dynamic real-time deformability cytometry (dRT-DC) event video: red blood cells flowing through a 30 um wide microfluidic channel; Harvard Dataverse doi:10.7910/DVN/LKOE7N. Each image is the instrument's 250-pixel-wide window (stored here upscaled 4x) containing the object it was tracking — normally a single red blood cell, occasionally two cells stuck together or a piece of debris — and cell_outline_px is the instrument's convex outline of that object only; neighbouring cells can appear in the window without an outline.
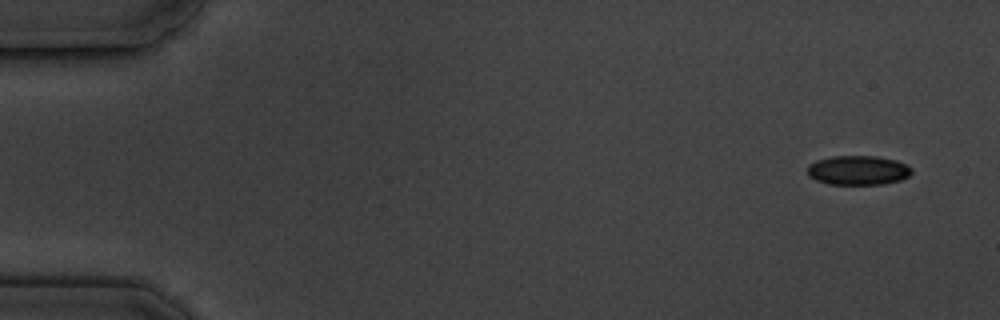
{"species": "common noctule bat (a hibernating species)", "species_latin": "Nyctalus noctula", "temperature_condition": "cold", "stored_images_in_passage": 6, "segment_of_instrument_passage": [1, 2], "camera_frame_rate_fps": 3000, "um_per_image_px": 0.085, "animal": {"sex": "male", "body_mass_g": 19.5, "forearm_length_mm": 54.6}, "frame": {"image": 1, "passage_image": 1, "time_ms": 0.0, "image_size_px": [1000, 320], "cell_outline_px": [[912, 172], [908, 176], [900, 180], [884, 184], [828, 184], [816, 180], [808, 176], [808, 164], [816, 160], [832, 156], [876, 156], [896, 160], [908, 164], [912, 168]], "centroid_in_image_um": [72.94, 14.47], "position_along_channel_um": 12.1, "area_um2": 17.98}}